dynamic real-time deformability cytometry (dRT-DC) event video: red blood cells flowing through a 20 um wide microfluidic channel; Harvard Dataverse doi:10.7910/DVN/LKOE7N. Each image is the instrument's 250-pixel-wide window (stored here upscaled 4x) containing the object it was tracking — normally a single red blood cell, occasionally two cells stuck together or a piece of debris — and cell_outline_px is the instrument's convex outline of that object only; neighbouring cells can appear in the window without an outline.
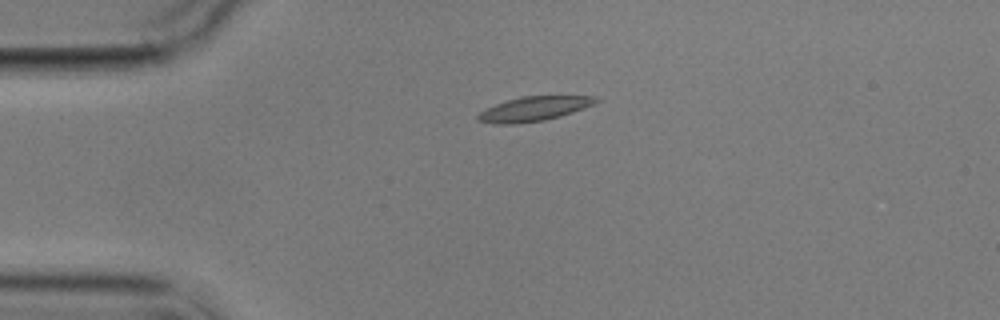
{"species": "common noctule bat (a hibernating species)", "species_latin": "Nyctalus noctula", "temperature_condition": "cold", "stored_images_in_passage": 4, "camera_frame_rate_fps": 3000, "um_per_image_px": 0.085, "animal": {"sex": "male", "body_mass_g": 17.9}, "frame": {"image": 1, "passage_image": 3, "time_ms": 3.667, "image_size_px": [1000, 320], "cell_outline_px": [[600, 100], [584, 108], [560, 116], [544, 120], [516, 124], [496, 124], [476, 120], [476, 116], [480, 112], [496, 104], [520, 96], [596, 96]], "centroid_in_image_um": [45.37, 9.25], "position_along_channel_um": 39.6, "area_um2": 16.65}}